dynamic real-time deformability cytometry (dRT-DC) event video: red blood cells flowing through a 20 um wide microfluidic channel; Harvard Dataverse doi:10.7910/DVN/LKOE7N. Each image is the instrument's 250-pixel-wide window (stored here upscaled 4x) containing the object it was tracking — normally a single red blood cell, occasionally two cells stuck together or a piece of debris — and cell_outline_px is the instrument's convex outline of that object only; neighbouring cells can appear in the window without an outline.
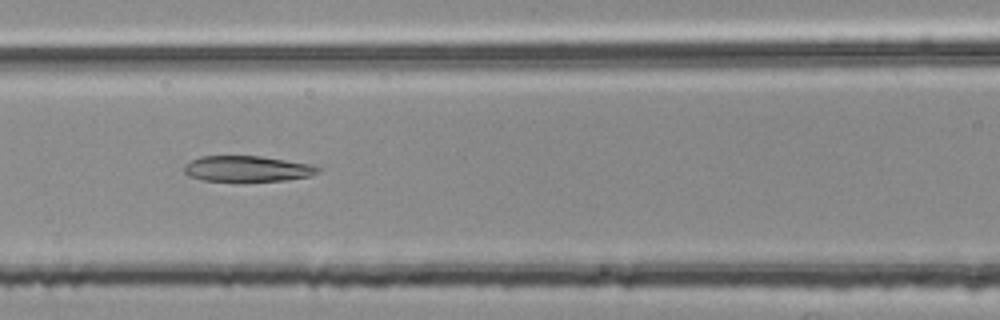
{"species": "common noctule bat (a hibernating species)", "species_latin": "Nyctalus noctula", "temperature_condition": "room temperature", "stored_images_in_passage": 38, "camera_frame_rate_fps": 3000, "um_per_image_px": 0.085, "animal": {"sex": "female", "body_mass_g": 25.1}, "frame": {"image": 1, "passage_image": 11, "time_ms": 3.333, "image_size_px": [1000, 320], "cell_outline_px": [[320, 172], [308, 176], [284, 180], [240, 184], [236, 184], [204, 180], [188, 176], [184, 172], [184, 164], [200, 156], [260, 156], [312, 164], [320, 168]], "centroid_in_image_um": [20.98, 14.39], "position_along_channel_um": 145.6, "area_um2": 20.98}}
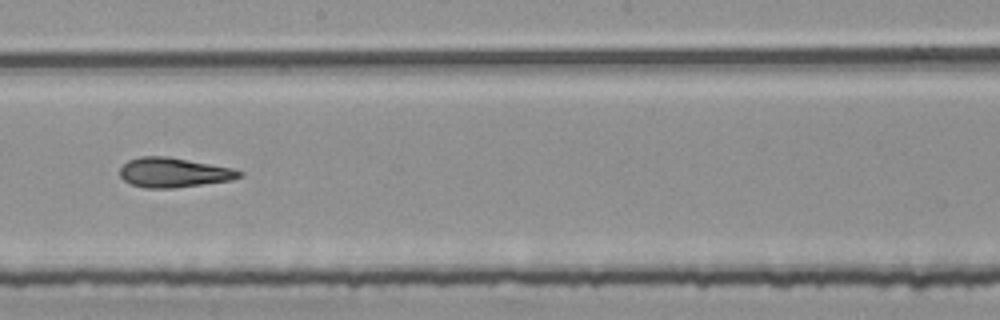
{"frame": {"image": 2, "passage_image": 18, "time_ms": 5.667, "image_size_px": [1000, 320], "cell_outline_px": [[244, 176], [232, 180], [172, 188], [144, 188], [132, 184], [124, 180], [120, 176], [120, 168], [128, 160], [140, 156], [168, 156], [232, 168], [244, 172]], "centroid_in_image_um": [14.77, 14.66], "position_along_channel_um": 233.4, "area_um2": 20.63}}
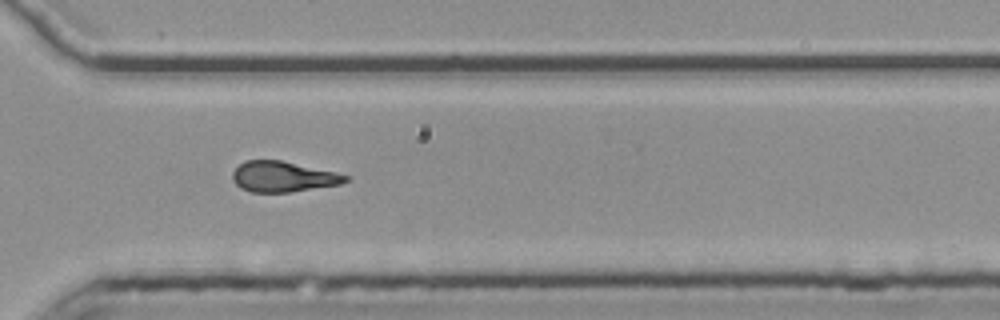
{"frame": {"image": 3, "passage_image": 27, "time_ms": 8.667, "image_size_px": [1000, 320], "cell_outline_px": [[352, 176], [348, 180], [340, 184], [288, 192], [252, 192], [240, 188], [232, 180], [232, 172], [244, 160], [280, 160], [336, 172]], "centroid_in_image_um": [24.05, 15.01], "position_along_channel_um": 346.6, "area_um2": 20.06}, "authors_computed_cell_mechanics": {"area_um2": 20.9236, "velocity_mm_per_s": 3.7736, "shape_relaxation_time_tau1_ms": 10.0423, "shape_relaxation_time_tau2_ms": 3.1261, "deformation_change_tau1": 0.2403, "deformation_change_tau2": 0.1433}}